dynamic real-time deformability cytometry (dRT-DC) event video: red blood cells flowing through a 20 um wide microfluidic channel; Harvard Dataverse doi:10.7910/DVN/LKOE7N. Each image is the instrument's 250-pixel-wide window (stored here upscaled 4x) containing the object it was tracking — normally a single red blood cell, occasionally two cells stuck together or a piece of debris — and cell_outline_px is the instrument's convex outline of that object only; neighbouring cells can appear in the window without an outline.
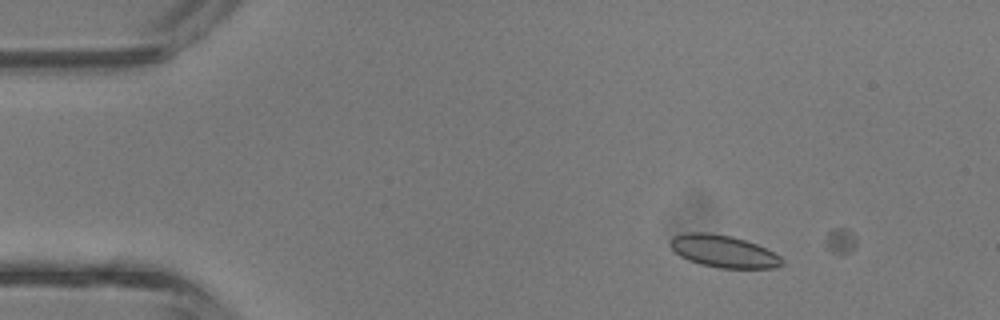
{"species": "common noctule bat (a hibernating species)", "species_latin": "Nyctalus noctula", "temperature_condition": "room temperature", "stored_images_in_passage": 2, "camera_frame_rate_fps": 3000, "um_per_image_px": 0.085, "animal": {"sex": "male", "body_mass_g": 13.3}, "frame": {"image": 1, "passage_image": 1, "time_ms": 0.0, "image_size_px": [1000, 320], "cell_outline_px": [[784, 264], [776, 268], [720, 268], [700, 264], [688, 260], [680, 256], [668, 244], [668, 240], [672, 236], [688, 232], [704, 232], [732, 236], [756, 244], [780, 256], [784, 260]], "centroid_in_image_um": [61.47, 21.36], "position_along_channel_um": 23.5, "area_um2": 21.04}}